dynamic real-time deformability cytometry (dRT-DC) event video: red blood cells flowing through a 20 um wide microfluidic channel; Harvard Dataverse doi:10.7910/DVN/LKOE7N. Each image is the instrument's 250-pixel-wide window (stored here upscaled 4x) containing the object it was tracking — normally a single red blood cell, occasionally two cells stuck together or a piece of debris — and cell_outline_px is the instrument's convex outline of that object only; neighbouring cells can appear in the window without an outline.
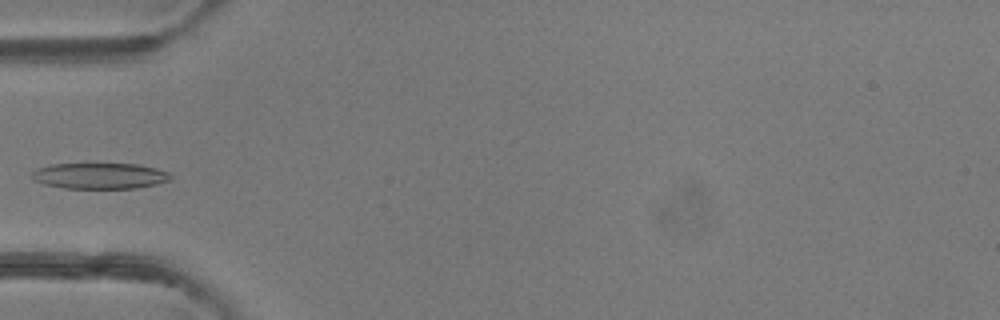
{"species": "common noctule bat (a hibernating species)", "species_latin": "Nyctalus noctula", "temperature_condition": "room temperature", "stored_images_in_passage": 2, "camera_frame_rate_fps": 3000, "um_per_image_px": 0.085, "animal": {"sex": "female"}, "frame": {"image": 1, "passage_image": 2, "time_ms": 1.333, "image_size_px": [1000, 320], "cell_outline_px": [[172, 180], [156, 184], [136, 188], [64, 188], [44, 184], [36, 180], [32, 176], [32, 172], [36, 168], [52, 164], [136, 164], [156, 168], [168, 172], [172, 176]], "centroid_in_image_um": [8.51, 14.94], "position_along_channel_um": 76.5, "area_um2": 20.87}}